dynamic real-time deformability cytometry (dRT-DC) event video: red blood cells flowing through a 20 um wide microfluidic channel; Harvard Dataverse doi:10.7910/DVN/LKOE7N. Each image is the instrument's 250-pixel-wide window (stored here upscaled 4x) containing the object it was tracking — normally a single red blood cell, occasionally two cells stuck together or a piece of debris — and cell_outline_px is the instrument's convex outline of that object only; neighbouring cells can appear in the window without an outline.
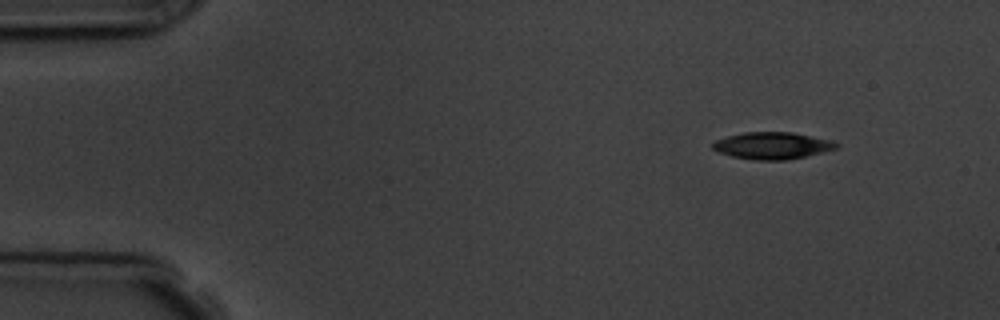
{"species": "common noctule bat (a hibernating species)", "species_latin": "Nyctalus noctula", "temperature_condition": "room temperature", "stored_images_in_passage": 6, "segment_of_instrument_passage": [2, 2], "camera_frame_rate_fps": 3000, "um_per_image_px": 0.085, "animal": {"sex": "male", "body_mass_g": 19.5, "forearm_length_mm": 54.6}, "frame": {"image": 1, "passage_image": 6, "time_ms": 6.667, "image_size_px": [1000, 320], "cell_outline_px": [[840, 148], [788, 160], [752, 160], [732, 156], [720, 152], [712, 148], [712, 144], [716, 140], [728, 136], [744, 132], [792, 132], [832, 140], [840, 144]], "centroid_in_image_um": [65.69, 12.38], "position_along_channel_um": 19.3, "area_um2": 19.48}}